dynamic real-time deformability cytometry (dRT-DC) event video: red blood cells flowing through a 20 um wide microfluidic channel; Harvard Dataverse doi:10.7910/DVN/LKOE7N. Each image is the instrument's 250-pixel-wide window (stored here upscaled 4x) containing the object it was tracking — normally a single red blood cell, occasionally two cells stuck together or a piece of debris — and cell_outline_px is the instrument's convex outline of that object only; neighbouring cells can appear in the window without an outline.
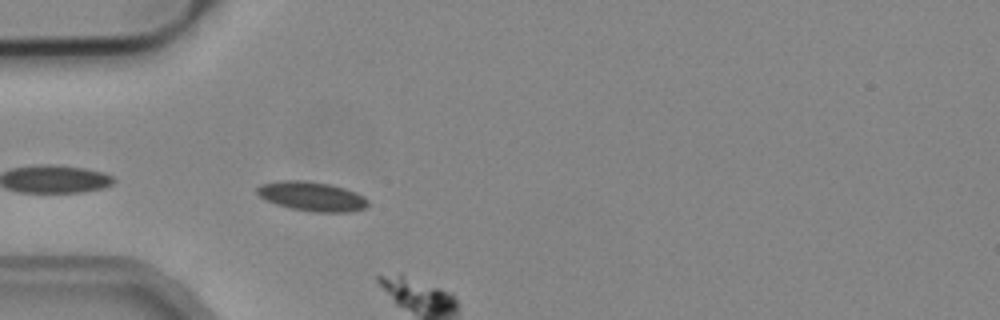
{"species": "common noctule bat (a hibernating species)", "species_latin": "Nyctalus noctula", "temperature_condition": "cold", "stored_images_in_passage": 3, "camera_frame_rate_fps": 3000, "um_per_image_px": 0.085, "animal": {"sex": "male", "body_mass_g": 19.2, "forearm_length_mm": 51.8}, "frame": {"image": 1, "passage_image": 2, "time_ms": 0.333, "image_size_px": [1000, 320], "cell_outline_px": [[368, 204], [364, 208], [352, 212], [316, 212], [292, 208], [276, 204], [260, 196], [256, 192], [256, 188], [260, 184], [280, 180], [304, 180], [328, 184], [344, 188], [356, 192], [364, 196], [368, 200]], "centroid_in_image_um": [26.52, 16.68], "position_along_channel_um": 58.5, "area_um2": 18.9}}